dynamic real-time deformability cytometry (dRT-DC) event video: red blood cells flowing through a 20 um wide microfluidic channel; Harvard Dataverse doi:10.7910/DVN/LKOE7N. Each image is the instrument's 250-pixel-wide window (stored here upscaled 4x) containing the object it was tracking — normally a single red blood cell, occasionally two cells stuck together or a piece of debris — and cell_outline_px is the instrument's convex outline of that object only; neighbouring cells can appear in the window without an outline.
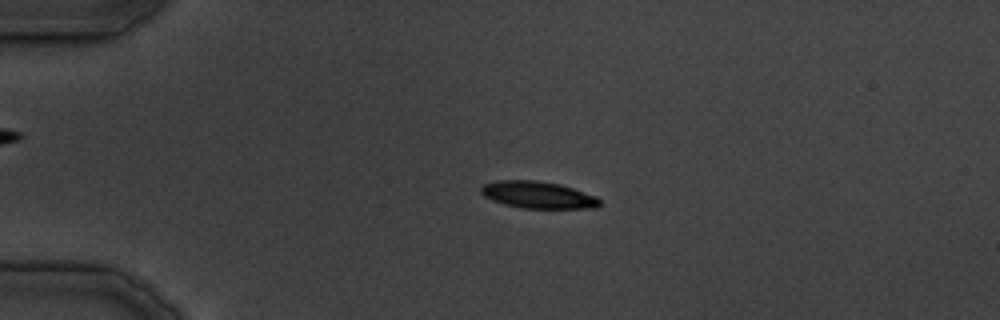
{"species": "common noctule bat (a hibernating species)", "species_latin": "Nyctalus noctula", "temperature_condition": "cold", "stored_images_in_passage": 37, "camera_frame_rate_fps": 3000, "um_per_image_px": 0.085, "animal": {"sex": "male", "body_mass_g": 19.5, "forearm_length_mm": 54.6}, "frame": {"image": 1, "passage_image": 9, "time_ms": 9.333, "image_size_px": [1000, 320], "cell_outline_px": [[600, 204], [596, 208], [520, 208], [504, 204], [492, 200], [484, 196], [480, 192], [480, 188], [484, 184], [496, 180], [536, 180], [560, 184], [596, 196], [600, 200]], "centroid_in_image_um": [45.7, 16.56], "position_along_channel_um": 39.3, "area_um2": 18.67}}
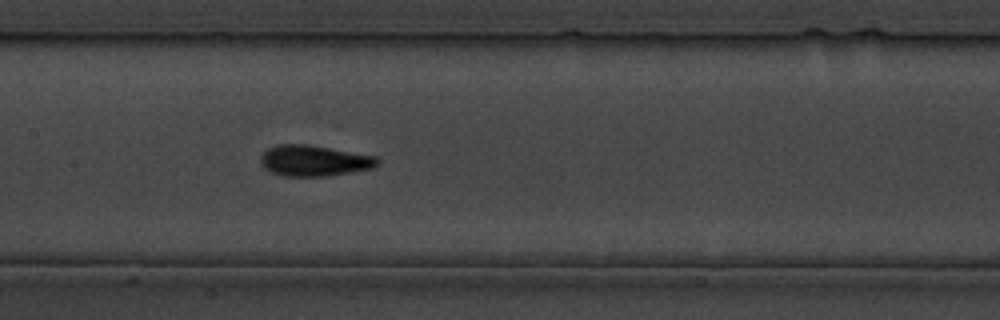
{"frame": {"image": 2, "passage_image": 19, "time_ms": 21.667, "image_size_px": [1000, 320], "cell_outline_px": [[380, 164], [372, 168], [324, 176], [284, 176], [272, 172], [264, 168], [260, 164], [260, 156], [268, 148], [276, 144], [308, 144], [376, 156], [380, 160]], "centroid_in_image_um": [26.68, 13.64], "position_along_channel_um": 180.7, "area_um2": 21.04}}
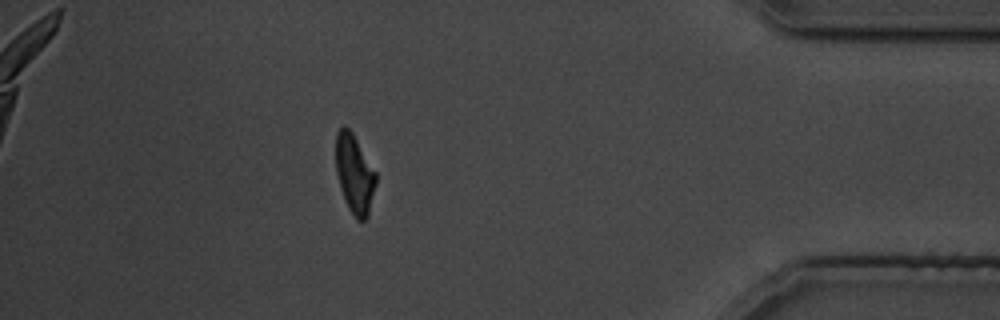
{"frame": {"image": 3, "passage_image": 33, "time_ms": 39.667, "image_size_px": [1000, 320], "cell_outline_px": [[376, 184], [368, 216], [364, 220], [356, 220], [348, 208], [344, 200], [340, 188], [336, 172], [336, 132], [344, 124], [352, 132], [376, 172]], "centroid_in_image_um": [30.13, 14.8], "position_along_channel_um": 405.1, "area_um2": 18.5}}